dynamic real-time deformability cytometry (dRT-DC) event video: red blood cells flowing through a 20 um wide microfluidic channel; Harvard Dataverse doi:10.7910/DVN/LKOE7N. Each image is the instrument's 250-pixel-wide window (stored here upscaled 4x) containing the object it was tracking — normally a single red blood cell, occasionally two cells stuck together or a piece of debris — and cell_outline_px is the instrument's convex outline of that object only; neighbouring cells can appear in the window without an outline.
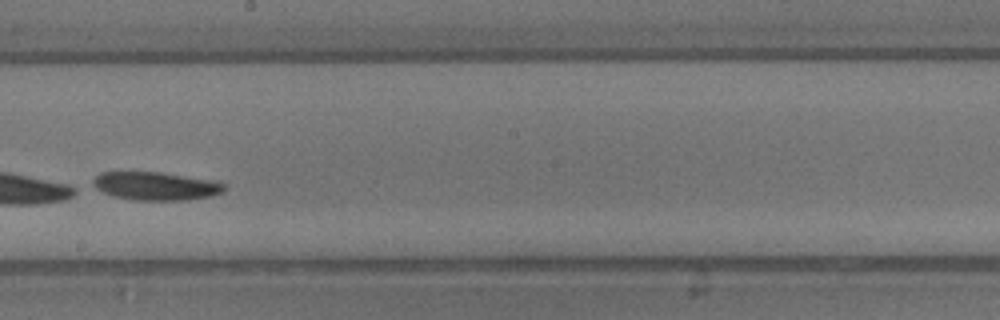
{"species": "common noctule bat (a hibernating species)", "species_latin": "Nyctalus noctula", "temperature_condition": "warm", "stored_images_in_passage": 31, "segment_of_instrument_passage": [2, 2], "camera_frame_rate_fps": 3000, "um_per_image_px": 0.085, "animal": {"sex": "male", "body_mass_g": 13.3}, "frame": {"image": 1, "passage_image": 16, "time_ms": 5.0, "image_size_px": [1000, 320], "cell_outline_px": [[224, 188], [220, 192], [208, 196], [188, 200], [136, 200], [112, 196], [96, 188], [92, 184], [92, 180], [100, 172], [160, 172], [216, 180], [224, 184]], "centroid_in_image_um": [13.21, 15.8], "position_along_channel_um": 235.0, "area_um2": 21.5}}
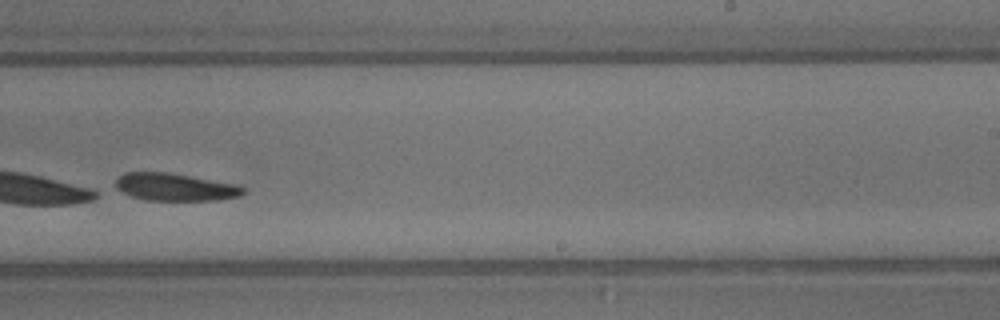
{"frame": {"image": 2, "passage_image": 18, "time_ms": 5.667, "image_size_px": [1000, 320], "cell_outline_px": [[244, 192], [236, 196], [212, 200], [148, 200], [132, 196], [116, 188], [116, 180], [124, 172], [168, 172], [236, 184], [244, 188]], "centroid_in_image_um": [14.84, 15.88], "position_along_channel_um": 274.2, "area_um2": 20.06}}
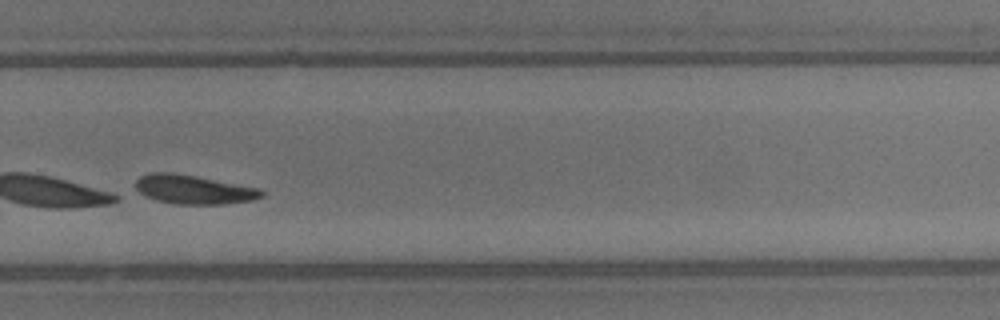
{"frame": {"image": 3, "passage_image": 20, "time_ms": 6.333, "image_size_px": [1000, 320], "cell_outline_px": [[264, 196], [252, 200], [224, 204], [176, 204], [156, 200], [144, 196], [136, 192], [136, 180], [140, 176], [148, 172], [172, 172], [196, 176], [260, 188], [264, 192]], "centroid_in_image_um": [16.42, 16.1], "position_along_channel_um": 313.4, "area_um2": 21.5}}